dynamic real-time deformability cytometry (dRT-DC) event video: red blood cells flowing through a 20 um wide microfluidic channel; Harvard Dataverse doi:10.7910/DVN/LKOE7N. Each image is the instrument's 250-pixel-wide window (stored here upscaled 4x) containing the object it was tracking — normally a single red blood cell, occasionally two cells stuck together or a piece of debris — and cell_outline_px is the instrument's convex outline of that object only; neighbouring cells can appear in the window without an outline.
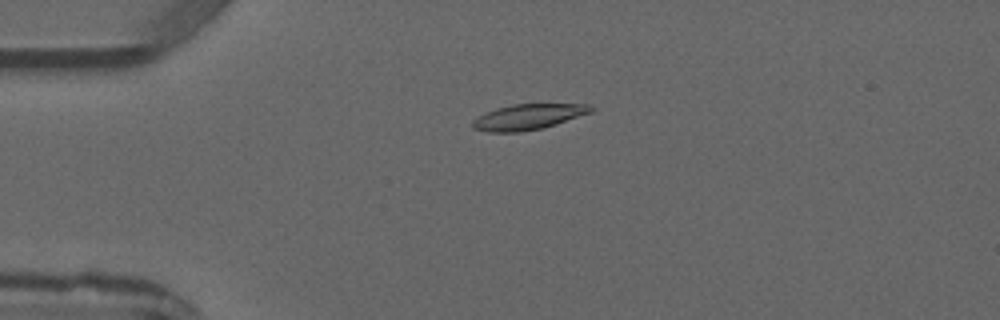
{"species": "common noctule bat (a hibernating species)", "species_latin": "Nyctalus noctula", "temperature_condition": "warm", "stored_images_in_passage": 5, "camera_frame_rate_fps": 3000, "um_per_image_px": 0.085, "animal": {"sex": "male", "forearm_length_mm": 52.5}, "frame": {"image": 1, "passage_image": 3, "time_ms": 2.333, "image_size_px": [1000, 320], "cell_outline_px": [[596, 108], [592, 112], [556, 124], [540, 128], [520, 132], [488, 132], [472, 128], [472, 120], [484, 112], [496, 108], [512, 104], [588, 104]], "centroid_in_image_um": [44.87, 9.93], "position_along_channel_um": 40.1, "area_um2": 17.69}}
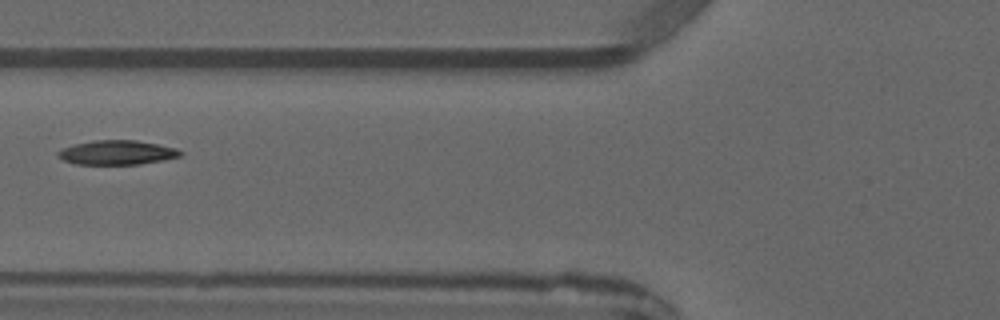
{"frame": {"image": 2, "passage_image": 5, "time_ms": 4.667, "image_size_px": [1000, 320], "cell_outline_px": [[184, 152], [180, 156], [164, 160], [140, 164], [76, 164], [64, 160], [56, 156], [56, 152], [64, 148], [76, 144], [96, 140], [136, 140], [176, 148]], "centroid_in_image_um": [9.96, 12.97], "position_along_channel_um": 115.8, "area_um2": 17.22}}